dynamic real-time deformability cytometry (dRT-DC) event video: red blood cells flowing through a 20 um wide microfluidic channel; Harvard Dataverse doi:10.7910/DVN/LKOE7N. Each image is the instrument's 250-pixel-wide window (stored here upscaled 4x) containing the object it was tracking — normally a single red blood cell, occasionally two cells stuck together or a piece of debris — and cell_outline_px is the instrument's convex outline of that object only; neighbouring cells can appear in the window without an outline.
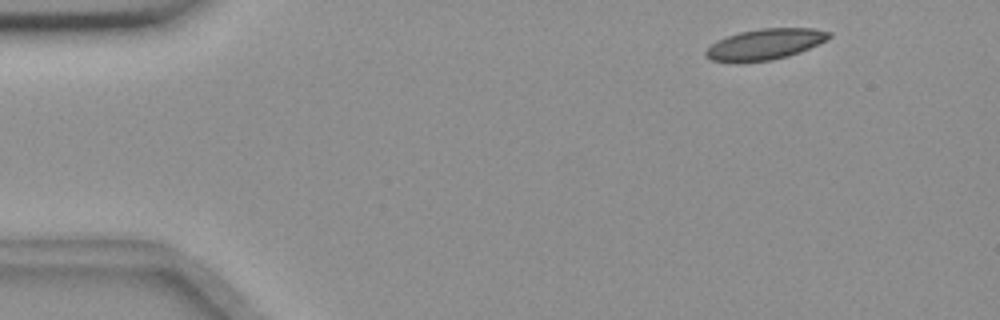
{"species": "common noctule bat (a hibernating species)", "species_latin": "Nyctalus noctula", "temperature_condition": "room temperature", "stored_images_in_passage": 4, "camera_frame_rate_fps": 3000, "um_per_image_px": 0.085, "animal": {"sex": "female", "body_mass_g": 18.4}, "frame": {"image": 1, "passage_image": 1, "time_ms": 0.0, "image_size_px": [1000, 320], "cell_outline_px": [[832, 36], [800, 52], [788, 56], [772, 60], [736, 64], [712, 60], [704, 56], [704, 52], [716, 40], [740, 32], [760, 28], [812, 28], [832, 32]], "centroid_in_image_um": [64.97, 3.78], "position_along_channel_um": 20.0, "area_um2": 22.37}}
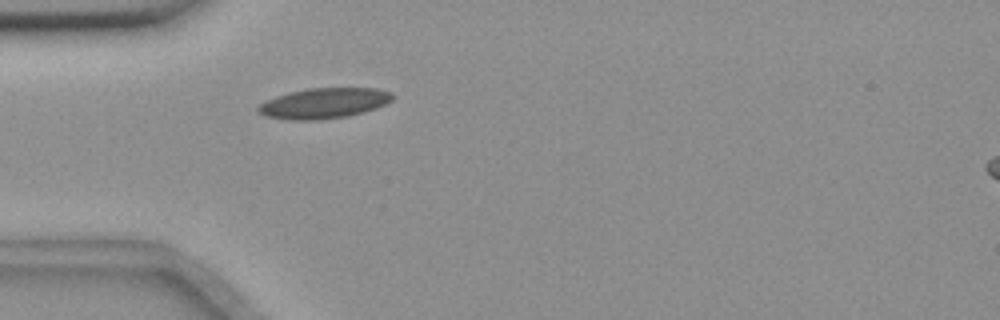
{"frame": {"image": 2, "passage_image": 4, "time_ms": 3.333, "image_size_px": [1000, 320], "cell_outline_px": [[392, 100], [376, 108], [348, 116], [316, 120], [288, 120], [264, 116], [256, 112], [256, 108], [264, 100], [288, 92], [308, 88], [376, 88], [392, 92]], "centroid_in_image_um": [27.47, 8.77], "position_along_channel_um": 57.5, "area_um2": 23.99}}